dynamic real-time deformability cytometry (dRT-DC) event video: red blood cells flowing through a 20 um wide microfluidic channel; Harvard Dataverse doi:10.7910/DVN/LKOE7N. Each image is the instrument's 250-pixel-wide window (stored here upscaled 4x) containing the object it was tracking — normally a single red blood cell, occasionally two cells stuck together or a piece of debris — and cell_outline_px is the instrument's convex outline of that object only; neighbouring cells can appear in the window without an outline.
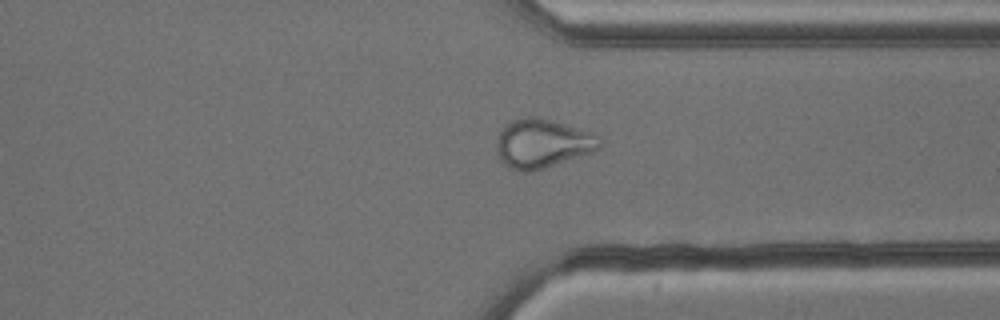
{"species": "common noctule bat (a hibernating species)", "species_latin": "Nyctalus noctula", "temperature_condition": "cold", "stored_images_in_passage": 48, "camera_frame_rate_fps": 3000, "um_per_image_px": 0.085, "animal": {"sex": "male", "body_mass_g": 13.3}, "frame": {"image": 1, "passage_image": 35, "time_ms": 11.333, "image_size_px": [1000, 320], "cell_outline_px": [[604, 144], [600, 148], [592, 152], [544, 168], [528, 172], [524, 172], [508, 168], [500, 160], [496, 148], [496, 140], [500, 132], [512, 120], [528, 116], [532, 116], [564, 124], [592, 132], [600, 136], [604, 140]], "centroid_in_image_um": [46.13, 12.21], "position_along_channel_um": 365.3, "area_um2": 29.36}}
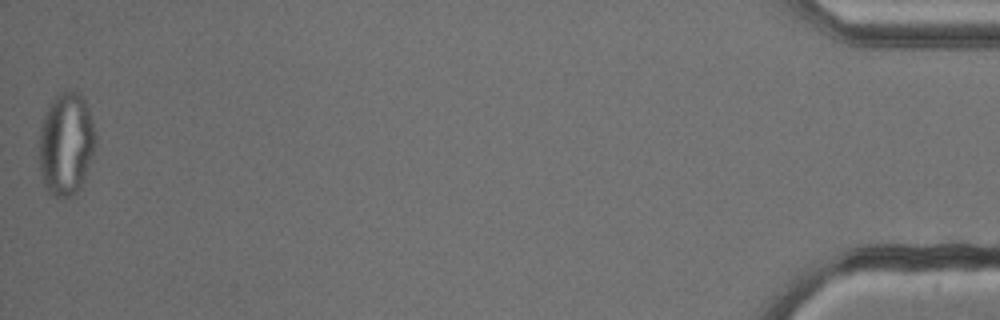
{"frame": {"image": 2, "passage_image": 48, "time_ms": 15.667, "image_size_px": [1000, 320], "cell_outline_px": [[96, 144], [84, 180], [80, 188], [76, 192], [68, 196], [56, 196], [48, 192], [44, 184], [40, 168], [40, 128], [44, 116], [52, 100], [60, 92], [80, 92], [88, 108], [96, 136]], "centroid_in_image_um": [5.63, 12.23], "position_along_channel_um": 429.6, "area_um2": 33.35}, "authors_computed_cell_mechanics": {"area_um2": 29.3335, "velocity_mm_per_s": 3.8022, "shape_relaxation_time_tau1_ms": null, "shape_relaxation_time_tau2_ms": 1.8331, "deformation_change_tau1": null, "deformation_change_tau2": 0.0801}}